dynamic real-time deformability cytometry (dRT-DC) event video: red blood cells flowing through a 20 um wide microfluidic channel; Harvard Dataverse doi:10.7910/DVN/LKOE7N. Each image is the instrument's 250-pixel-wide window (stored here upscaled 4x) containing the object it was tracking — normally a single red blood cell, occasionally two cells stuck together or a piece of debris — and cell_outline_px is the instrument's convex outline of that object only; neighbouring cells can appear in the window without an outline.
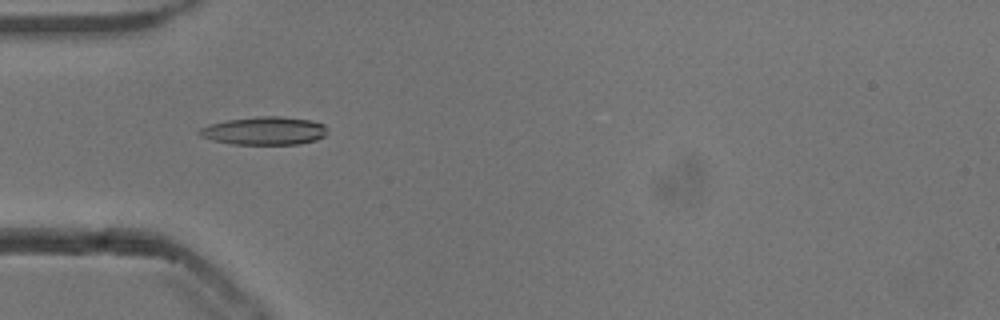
{"species": "common noctule bat (a hibernating species)", "species_latin": "Nyctalus noctula", "temperature_condition": "cold", "stored_images_in_passage": 44, "camera_frame_rate_fps": 3000, "um_per_image_px": 0.085, "animal": {"sex": "male", "body_mass_g": 13.3}, "frame": {"image": 1, "passage_image": 7, "time_ms": 2.0, "image_size_px": [1000, 320], "cell_outline_px": [[328, 132], [324, 136], [316, 140], [300, 144], [232, 144], [212, 140], [200, 136], [196, 132], [200, 128], [208, 124], [228, 120], [260, 116], [280, 116], [312, 120], [324, 124], [328, 128]], "centroid_in_image_um": [22.49, 11.12], "position_along_channel_um": 62.5, "area_um2": 21.15}}
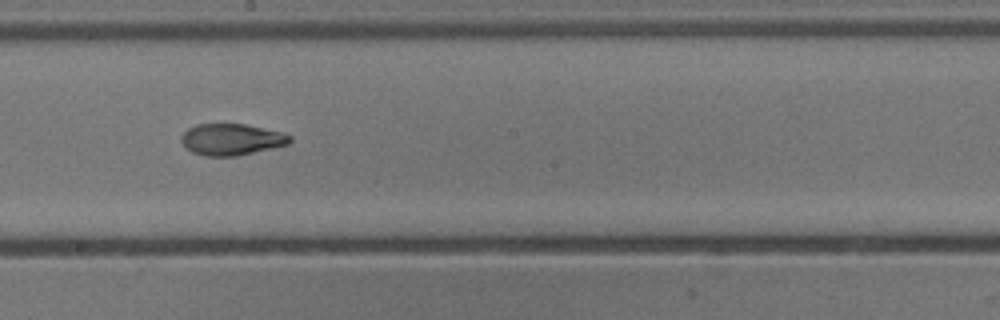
{"frame": {"image": 2, "passage_image": 20, "time_ms": 6.333, "image_size_px": [1000, 320], "cell_outline_px": [[292, 140], [288, 144], [272, 148], [236, 156], [204, 156], [192, 152], [184, 148], [180, 140], [180, 136], [188, 128], [196, 124], [244, 124], [280, 132], [292, 136]], "centroid_in_image_um": [19.62, 11.86], "position_along_channel_um": 228.6, "area_um2": 19.94}}
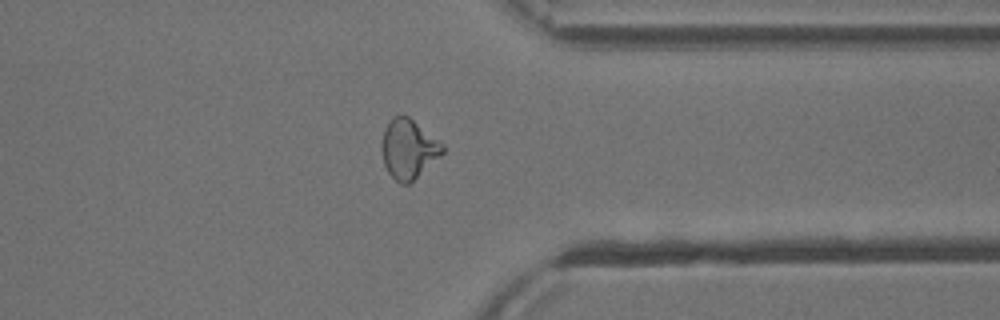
{"frame": {"image": 3, "passage_image": 32, "time_ms": 10.333, "image_size_px": [1000, 320], "cell_outline_px": [[444, 152], [440, 156], [408, 184], [400, 184], [388, 172], [384, 164], [380, 148], [384, 128], [388, 120], [392, 116], [408, 116], [440, 140], [444, 144]], "centroid_in_image_um": [34.7, 12.63], "position_along_channel_um": 376.7, "area_um2": 21.1}, "authors_computed_cell_mechanics": {"area_um2": 20.4034, "velocity_mm_per_s": 3.833, "shape_relaxation_time_tau1_ms": 6.7255, "shape_relaxation_time_tau2_ms": 2.6392, "deformation_change_tau1": 0.208, "deformation_change_tau2": 0.0876}}